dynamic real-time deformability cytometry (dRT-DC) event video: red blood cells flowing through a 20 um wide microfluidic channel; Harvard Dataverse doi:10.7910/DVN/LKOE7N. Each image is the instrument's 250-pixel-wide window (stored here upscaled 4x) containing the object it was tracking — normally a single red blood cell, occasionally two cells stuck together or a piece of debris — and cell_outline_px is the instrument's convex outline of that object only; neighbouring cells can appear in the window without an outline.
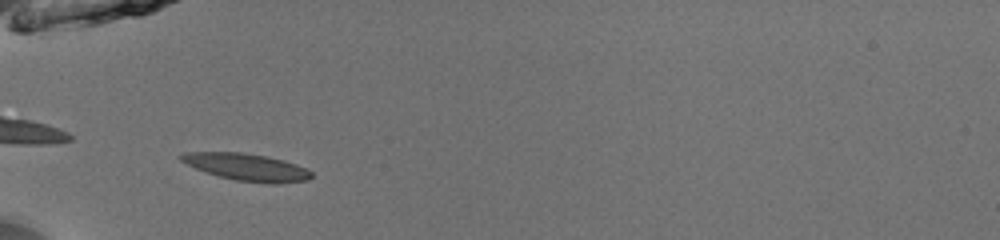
{"species": "common noctule bat (a hibernating species)", "species_latin": "Nyctalus noctula", "temperature_condition": "room temperature", "stored_images_in_passage": 34, "camera_frame_rate_fps": 3000, "um_per_image_px": 0.085, "animal": {"sex": "male", "body_mass_g": 13.0, "forearm_length_mm": 53.1}, "frame": {"image": 1, "passage_image": 1, "time_ms": 0.0, "image_size_px": [1000, 240], "cell_outline_px": [[312, 176], [308, 180], [276, 184], [236, 180], [204, 172], [180, 160], [180, 156], [188, 152], [244, 152], [268, 156], [284, 160], [308, 168], [312, 172]], "centroid_in_image_um": [21.03, 14.2], "position_along_channel_um": 64.0, "area_um2": 20.58}}
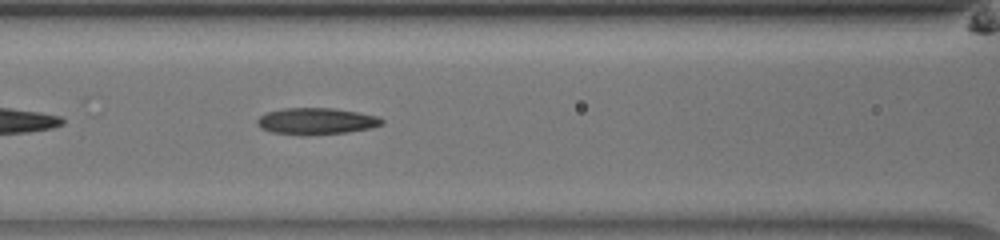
{"frame": {"image": 2, "passage_image": 7, "time_ms": 2.0, "image_size_px": [1000, 240], "cell_outline_px": [[384, 124], [372, 128], [348, 132], [308, 136], [304, 136], [272, 132], [260, 128], [256, 124], [256, 120], [260, 116], [268, 112], [284, 108], [332, 108], [356, 112], [376, 116], [384, 120]], "centroid_in_image_um": [26.87, 10.32], "position_along_channel_um": 139.7, "area_um2": 19.48}}
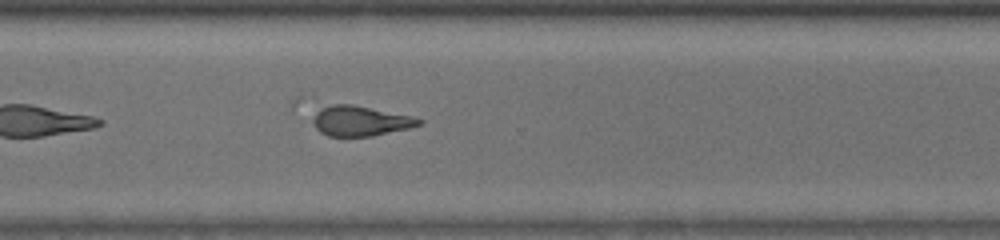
{"frame": {"image": 3, "passage_image": 22, "time_ms": 7.0, "image_size_px": [1000, 240], "cell_outline_px": [[424, 120], [420, 124], [408, 128], [372, 136], [328, 136], [320, 132], [316, 128], [312, 120], [316, 112], [332, 104], [352, 104], [412, 116]], "centroid_in_image_um": [30.62, 10.28], "position_along_channel_um": 340.0, "area_um2": 18.32}, "authors_computed_cell_mechanics": {"area_um2": 18.9295, "velocity_mm_per_s": 4.0102, "shape_relaxation_time_tau1_ms": 10.6794, "shape_relaxation_time_tau2_ms": 4.3117, "deformation_change_tau1": 0.2768, "deformation_change_tau2": 0.1566}}